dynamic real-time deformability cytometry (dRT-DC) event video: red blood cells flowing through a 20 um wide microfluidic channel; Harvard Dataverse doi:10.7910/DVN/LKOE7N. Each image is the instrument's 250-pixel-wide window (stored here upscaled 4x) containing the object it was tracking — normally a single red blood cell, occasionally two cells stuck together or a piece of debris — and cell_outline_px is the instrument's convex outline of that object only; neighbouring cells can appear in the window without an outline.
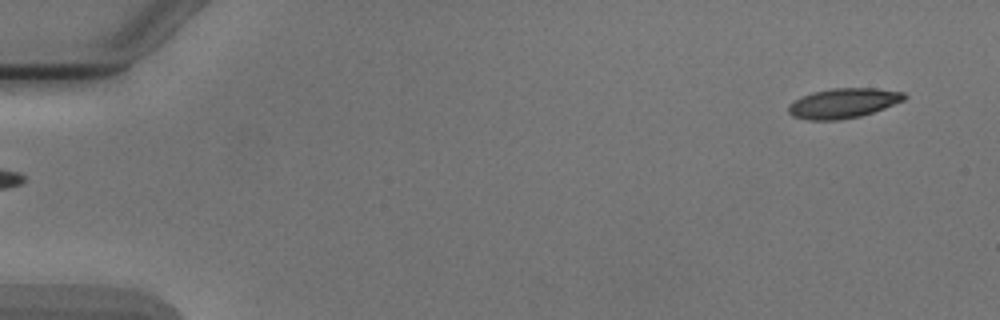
{"species": "Egyptian fruit bat (a non-hibernating species)", "species_latin": "Rousettus aegyptiacus", "temperature_condition": "cold", "stored_images_in_passage": 4, "segment_of_instrument_passage": [2, 2], "camera_frame_rate_fps": 3000, "um_per_image_px": 0.085, "animal": {"sex": "male"}, "frame": {"image": 1, "passage_image": 4, "time_ms": 4.333, "image_size_px": [1000, 320], "cell_outline_px": [[908, 96], [904, 100], [884, 108], [860, 116], [836, 120], [808, 120], [792, 116], [788, 112], [788, 104], [812, 92], [832, 88], [876, 88], [904, 92]], "centroid_in_image_um": [71.68, 8.76], "position_along_channel_um": 13.3, "area_um2": 20.06}}